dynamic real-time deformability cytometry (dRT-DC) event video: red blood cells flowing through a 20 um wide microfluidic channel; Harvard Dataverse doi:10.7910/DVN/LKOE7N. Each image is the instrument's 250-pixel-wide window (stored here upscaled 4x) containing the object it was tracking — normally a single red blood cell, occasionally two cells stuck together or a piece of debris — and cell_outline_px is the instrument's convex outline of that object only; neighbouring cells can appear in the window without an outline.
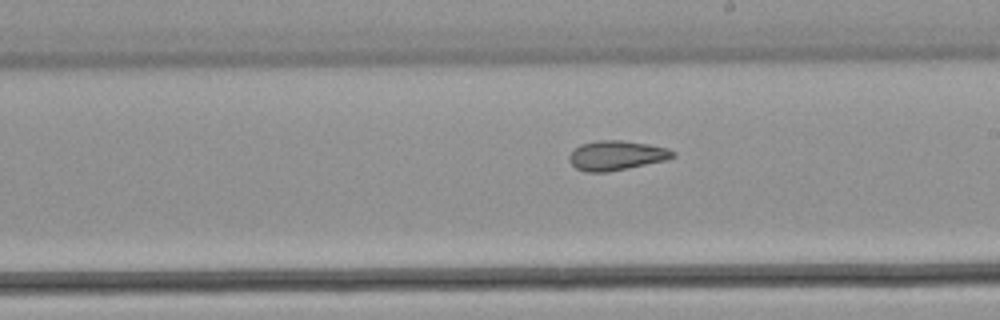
{"species": "common noctule bat (a hibernating species)", "species_latin": "Nyctalus noctula", "temperature_condition": "warm", "stored_images_in_passage": 39, "camera_frame_rate_fps": 3000, "um_per_image_px": 0.085, "animal": {"sex": "male", "body_mass_g": 21.5, "forearm_length_mm": 52.0}, "frame": {"image": 1, "passage_image": 28, "time_ms": 9.0, "image_size_px": [1000, 320], "cell_outline_px": [[676, 156], [668, 160], [608, 172], [584, 172], [576, 168], [568, 160], [568, 156], [580, 144], [596, 140], [620, 140], [648, 144], [668, 148], [676, 152]], "centroid_in_image_um": [52.41, 13.21], "position_along_channel_um": 236.6, "area_um2": 18.03}}